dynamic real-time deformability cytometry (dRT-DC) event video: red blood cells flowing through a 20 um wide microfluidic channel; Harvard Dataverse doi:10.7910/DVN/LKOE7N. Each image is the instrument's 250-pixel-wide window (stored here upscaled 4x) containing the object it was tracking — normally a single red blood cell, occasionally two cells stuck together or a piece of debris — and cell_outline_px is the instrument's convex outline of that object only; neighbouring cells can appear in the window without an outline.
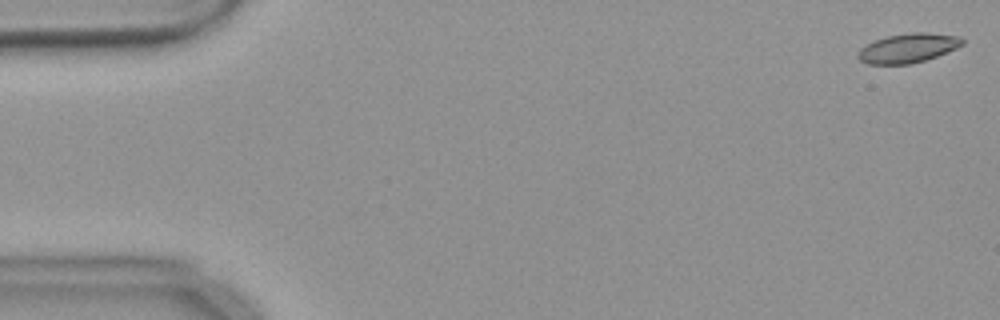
{"species": "common noctule bat (a hibernating species)", "species_latin": "Nyctalus noctula", "temperature_condition": "warm", "stored_images_in_passage": 55, "camera_frame_rate_fps": 3000, "um_per_image_px": 0.085, "animal": {"sex": "female", "body_mass_g": 18.4}, "frame": {"image": 1, "passage_image": 1, "time_ms": 0.0, "image_size_px": [1000, 320], "cell_outline_px": [[964, 44], [956, 48], [936, 56], [912, 64], [868, 64], [860, 60], [856, 56], [860, 48], [876, 40], [888, 36], [908, 32], [928, 32], [960, 36], [964, 40]], "centroid_in_image_um": [77.19, 4.08], "position_along_channel_um": 7.8, "area_um2": 17.8}}
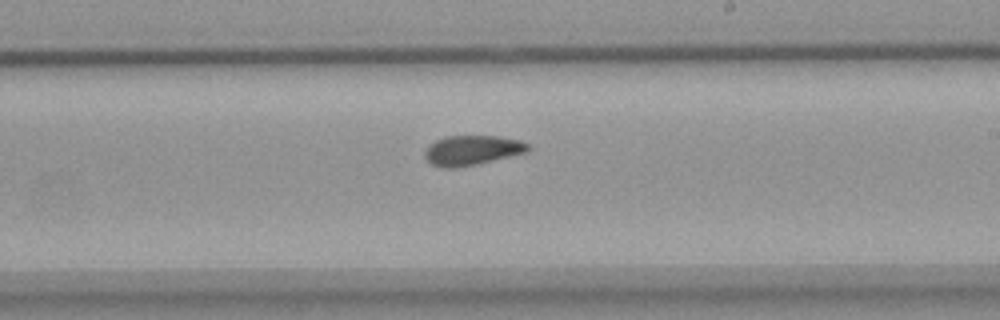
{"frame": {"image": 2, "passage_image": 32, "time_ms": 10.333, "image_size_px": [1000, 320], "cell_outline_px": [[532, 148], [528, 152], [476, 164], [456, 168], [444, 168], [432, 164], [424, 156], [424, 152], [436, 140], [444, 136], [500, 136], [520, 140], [528, 144]], "centroid_in_image_um": [40.16, 12.77], "position_along_channel_um": 248.8, "area_um2": 17.86}}
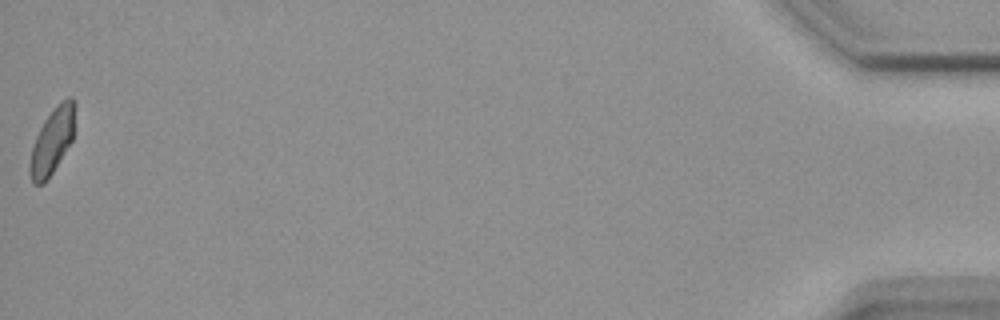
{"frame": {"image": 3, "passage_image": 55, "time_ms": 18.0, "image_size_px": [1000, 320], "cell_outline_px": [[76, 104], [72, 140], [52, 172], [44, 184], [32, 184], [28, 172], [28, 164], [32, 148], [36, 136], [44, 120], [56, 104], [60, 100], [68, 96], [72, 96]], "centroid_in_image_um": [4.43, 11.95], "position_along_channel_um": 430.8, "area_um2": 17.46}, "authors_computed_cell_mechanics": {"area_um2": 18.0336, "velocity_mm_per_s": 3.6692, "shape_relaxation_time_tau1_ms": null, "shape_relaxation_time_tau2_ms": 3.5711, "deformation_change_tau1": null, "deformation_change_tau2": 0.0658}}